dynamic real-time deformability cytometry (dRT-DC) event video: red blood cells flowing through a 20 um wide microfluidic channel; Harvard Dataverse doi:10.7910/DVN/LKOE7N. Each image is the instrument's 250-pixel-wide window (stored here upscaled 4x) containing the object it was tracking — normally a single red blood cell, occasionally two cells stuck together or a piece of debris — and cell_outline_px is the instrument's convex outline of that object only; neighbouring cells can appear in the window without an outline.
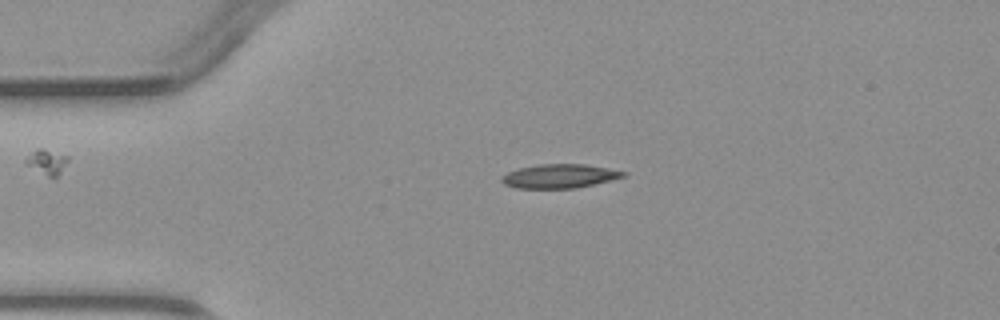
{"species": "common noctule bat (a hibernating species)", "species_latin": "Nyctalus noctula", "temperature_condition": "warm", "stored_images_in_passage": 2, "camera_frame_rate_fps": 3000, "um_per_image_px": 0.085, "animal": {"sex": "male", "body_mass_g": 23.1, "forearm_length_mm": 52.7}, "frame": {"image": 1, "passage_image": 1, "time_ms": 0.0, "image_size_px": [1000, 320], "cell_outline_px": [[628, 172], [624, 176], [576, 188], [516, 188], [504, 184], [500, 180], [500, 176], [508, 172], [520, 168], [540, 164], [584, 164], [608, 168]], "centroid_in_image_um": [47.51, 14.97], "position_along_channel_um": 37.5, "area_um2": 16.76}}